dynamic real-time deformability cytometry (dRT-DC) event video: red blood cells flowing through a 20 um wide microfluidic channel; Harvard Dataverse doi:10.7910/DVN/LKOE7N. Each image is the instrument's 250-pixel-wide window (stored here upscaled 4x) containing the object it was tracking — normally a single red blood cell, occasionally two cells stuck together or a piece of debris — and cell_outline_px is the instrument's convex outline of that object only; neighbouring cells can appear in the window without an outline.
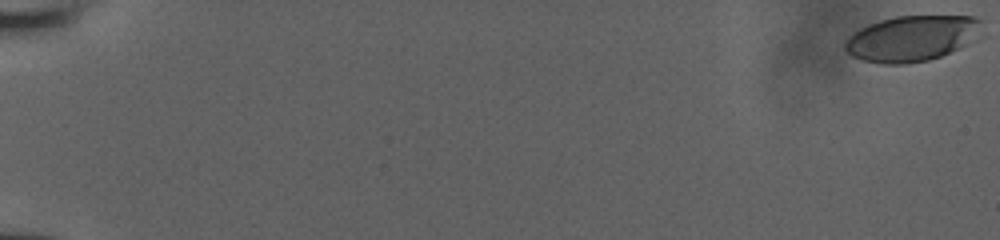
{"species": "human", "species_latin": "Homo sapiens", "temperature_condition": "room temperature", "stored_images_in_passage": 48, "camera_frame_rate_fps": 3000, "um_per_image_px": 0.085, "donor": {"sex": "male"}, "frame": {"image": 1, "passage_image": 1, "time_ms": 0.0, "image_size_px": [1000, 240], "cell_outline_px": [[980, 20], [968, 44], [940, 56], [928, 60], [904, 64], [884, 64], [860, 60], [852, 56], [844, 48], [844, 44], [860, 28], [868, 24], [880, 20], [896, 16], [976, 16]], "centroid_in_image_um": [77.42, 3.27], "position_along_channel_um": 7.6, "area_um2": 35.6}}
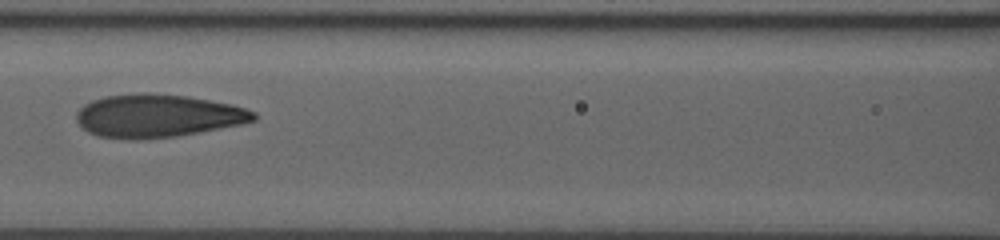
{"frame": {"image": 2, "passage_image": 28, "time_ms": 9.0, "image_size_px": [1000, 240], "cell_outline_px": [[256, 120], [240, 124], [176, 136], [140, 140], [128, 140], [100, 136], [88, 132], [76, 120], [76, 112], [84, 104], [92, 100], [104, 96], [140, 92], [152, 92], [188, 96], [232, 104], [256, 112]], "centroid_in_image_um": [13.37, 9.83], "position_along_channel_um": 153.2, "area_um2": 44.68}}
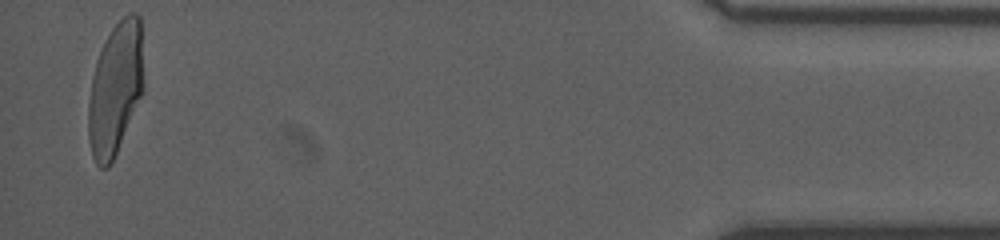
{"frame": {"image": 3, "passage_image": 48, "time_ms": 15.667, "image_size_px": [1000, 240], "cell_outline_px": [[144, 92], [116, 152], [108, 168], [100, 168], [96, 164], [92, 156], [88, 140], [88, 104], [92, 76], [100, 48], [104, 40], [112, 28], [128, 12], [136, 12], [140, 16], [144, 84]], "centroid_in_image_um": [9.81, 7.52], "position_along_channel_um": 425.4, "area_um2": 43.06}}